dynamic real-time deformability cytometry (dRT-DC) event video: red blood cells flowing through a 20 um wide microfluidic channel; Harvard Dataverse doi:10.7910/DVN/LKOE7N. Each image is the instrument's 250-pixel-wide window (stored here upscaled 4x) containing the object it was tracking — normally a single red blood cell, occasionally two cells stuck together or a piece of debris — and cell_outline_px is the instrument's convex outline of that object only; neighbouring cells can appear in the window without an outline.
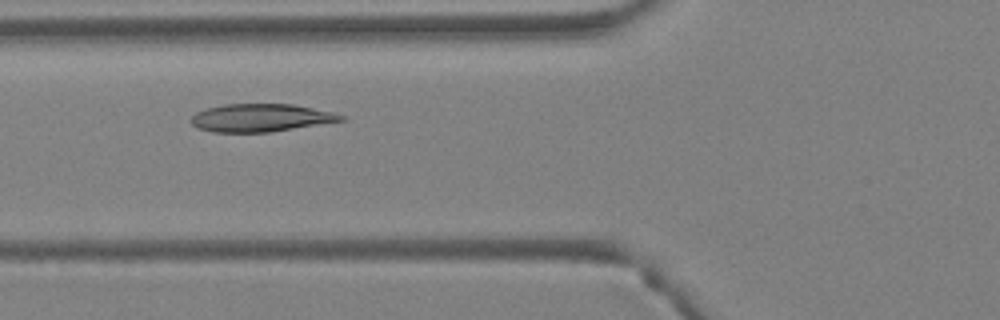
{"species": "Egyptian fruit bat (a non-hibernating species)", "species_latin": "Rousettus aegyptiacus", "temperature_condition": "warm", "stored_images_in_passage": 3, "camera_frame_rate_fps": 3000, "um_per_image_px": 0.085, "animal": {"sex": "female"}, "frame": {"image": 1, "passage_image": 3, "time_ms": 0.667, "image_size_px": [1000, 320], "cell_outline_px": [[348, 120], [268, 132], [212, 132], [200, 128], [192, 124], [192, 116], [196, 112], [208, 108], [224, 104], [292, 104], [332, 112], [344, 116]], "centroid_in_image_um": [22.19, 10.01], "position_along_channel_um": 103.6, "area_um2": 24.1}}